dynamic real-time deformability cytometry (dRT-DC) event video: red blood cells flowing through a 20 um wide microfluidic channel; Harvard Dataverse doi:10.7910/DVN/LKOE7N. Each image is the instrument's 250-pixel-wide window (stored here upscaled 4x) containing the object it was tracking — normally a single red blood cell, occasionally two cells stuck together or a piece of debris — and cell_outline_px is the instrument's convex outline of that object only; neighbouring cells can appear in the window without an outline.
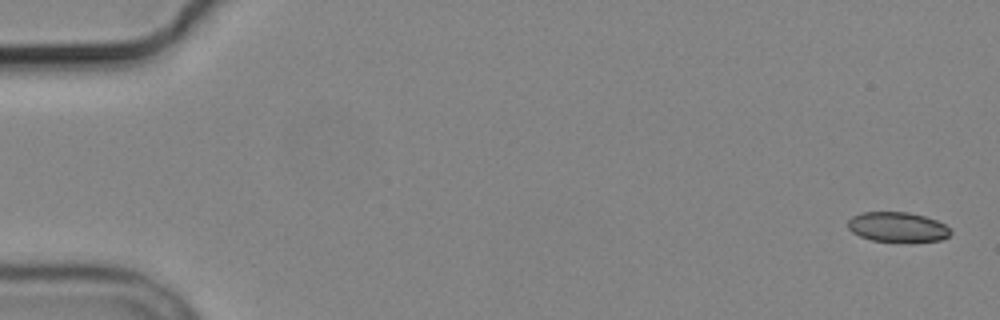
{"species": "common noctule bat (a hibernating species)", "species_latin": "Nyctalus noctula", "temperature_condition": "cold", "stored_images_in_passage": 4, "camera_frame_rate_fps": 3000, "um_per_image_px": 0.085, "animal": {"sex": "male", "body_mass_g": 19.2, "forearm_length_mm": 51.8}, "frame": {"image": 1, "passage_image": 1, "time_ms": 0.0, "image_size_px": [1000, 320], "cell_outline_px": [[952, 232], [948, 236], [940, 240], [912, 244], [908, 244], [872, 240], [860, 236], [852, 232], [848, 228], [848, 220], [852, 216], [864, 212], [908, 212], [924, 216], [936, 220], [944, 224]], "centroid_in_image_um": [76.31, 19.34], "position_along_channel_um": 8.7, "area_um2": 18.38}}
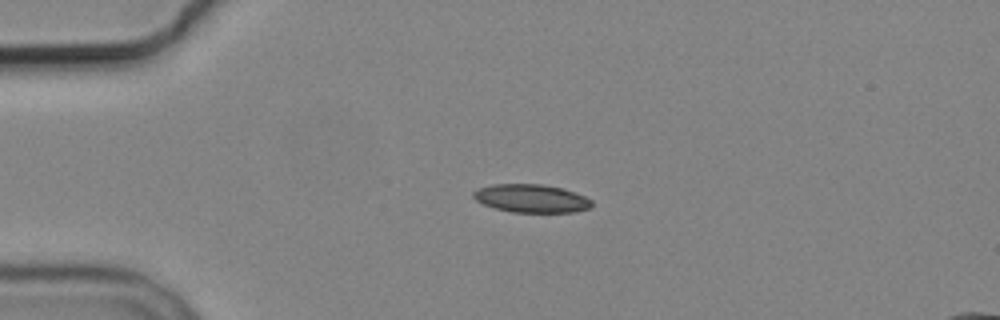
{"frame": {"image": 2, "passage_image": 4, "time_ms": 4.0, "image_size_px": [1000, 320], "cell_outline_px": [[592, 208], [572, 212], [512, 212], [496, 208], [484, 204], [476, 200], [472, 196], [472, 192], [480, 188], [492, 184], [540, 184], [564, 188], [584, 196], [592, 200]], "centroid_in_image_um": [45.18, 16.86], "position_along_channel_um": 39.8, "area_um2": 19.42}}